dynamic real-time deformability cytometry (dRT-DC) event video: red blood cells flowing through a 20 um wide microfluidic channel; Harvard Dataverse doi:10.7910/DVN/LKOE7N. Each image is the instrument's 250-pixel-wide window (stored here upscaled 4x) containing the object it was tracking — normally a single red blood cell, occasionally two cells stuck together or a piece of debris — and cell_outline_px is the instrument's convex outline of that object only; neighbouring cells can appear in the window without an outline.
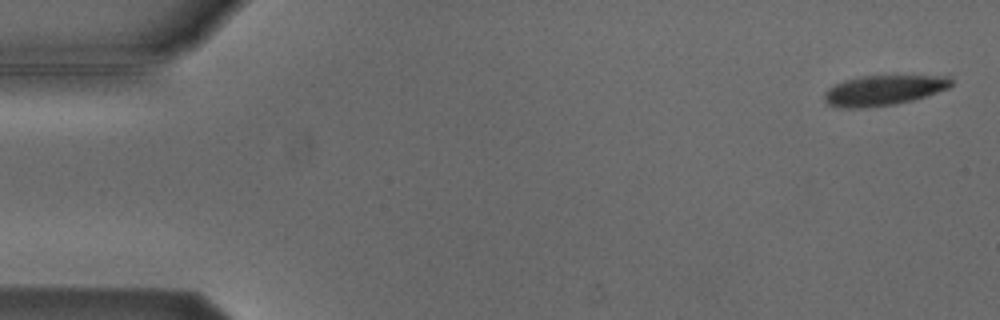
{"species": "Egyptian fruit bat (a non-hibernating species)", "species_latin": "Rousettus aegyptiacus", "temperature_condition": "cold", "stored_images_in_passage": 4, "camera_frame_rate_fps": 3000, "um_per_image_px": 0.085, "animal": {"sex": "male"}, "frame": {"image": 1, "passage_image": 1, "time_ms": 0.0, "image_size_px": [1000, 320], "cell_outline_px": [[952, 84], [948, 88], [912, 100], [896, 104], [864, 108], [844, 108], [828, 104], [824, 100], [824, 92], [832, 84], [844, 80], [860, 76], [948, 76], [952, 80]], "centroid_in_image_um": [75.04, 7.67], "position_along_channel_um": 10.0, "area_um2": 22.25}}
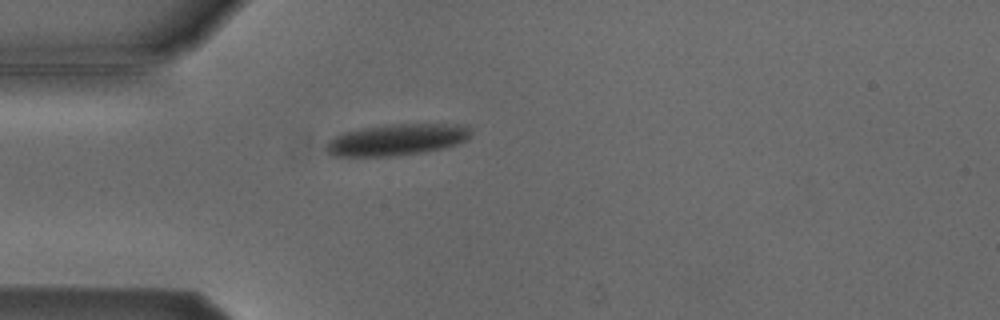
{"frame": {"image": 2, "passage_image": 4, "time_ms": 4.333, "image_size_px": [1000, 320], "cell_outline_px": [[472, 132], [468, 140], [444, 148], [424, 152], [392, 156], [332, 156], [324, 152], [324, 144], [328, 140], [344, 132], [360, 128], [388, 124], [468, 124]], "centroid_in_image_um": [33.72, 11.87], "position_along_channel_um": 51.3, "area_um2": 26.99}}